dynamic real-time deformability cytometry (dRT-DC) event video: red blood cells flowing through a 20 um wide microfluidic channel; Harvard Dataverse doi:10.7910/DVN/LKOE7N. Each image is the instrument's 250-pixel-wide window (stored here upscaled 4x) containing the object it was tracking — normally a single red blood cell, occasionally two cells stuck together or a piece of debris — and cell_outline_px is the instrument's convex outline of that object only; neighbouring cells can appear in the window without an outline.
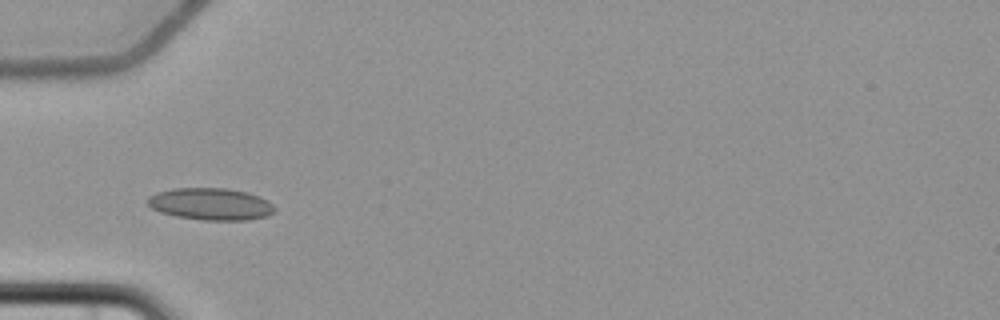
{"species": "common noctule bat (a hibernating species)", "species_latin": "Nyctalus noctula", "temperature_condition": "cold", "stored_images_in_passage": 6, "camera_frame_rate_fps": 3000, "um_per_image_px": 0.085, "animal": {"sex": "female", "body_mass_g": 22.7, "forearm_length_mm": 54.2}, "frame": {"image": 1, "passage_image": 5, "time_ms": 4.667, "image_size_px": [1000, 320], "cell_outline_px": [[276, 212], [268, 216], [248, 220], [204, 220], [176, 216], [160, 212], [152, 208], [148, 204], [148, 196], [156, 192], [172, 188], [224, 188], [248, 192], [260, 196], [268, 200], [276, 208]], "centroid_in_image_um": [17.95, 17.34], "position_along_channel_um": 67.1, "area_um2": 23.93}}
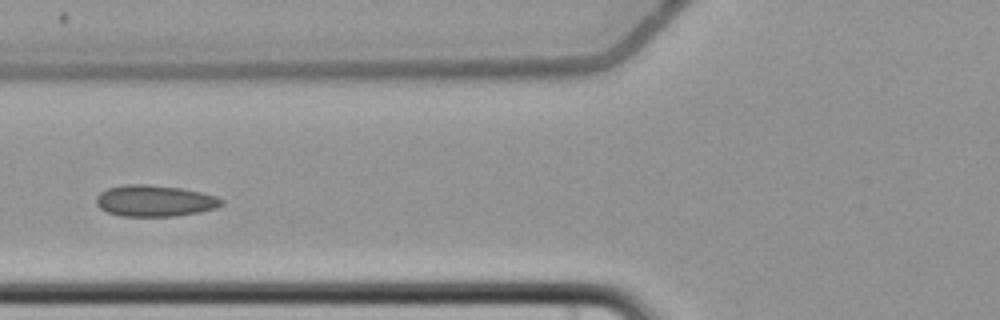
{"frame": {"image": 2, "passage_image": 6, "time_ms": 6.0, "image_size_px": [1000, 320], "cell_outline_px": [[224, 204], [216, 208], [200, 212], [172, 216], [120, 216], [108, 212], [100, 208], [96, 204], [96, 196], [100, 192], [108, 188], [124, 184], [148, 184], [180, 188], [200, 192], [216, 196], [224, 200]], "centroid_in_image_um": [13.14, 17.06], "position_along_channel_um": 112.7, "area_um2": 22.95}}